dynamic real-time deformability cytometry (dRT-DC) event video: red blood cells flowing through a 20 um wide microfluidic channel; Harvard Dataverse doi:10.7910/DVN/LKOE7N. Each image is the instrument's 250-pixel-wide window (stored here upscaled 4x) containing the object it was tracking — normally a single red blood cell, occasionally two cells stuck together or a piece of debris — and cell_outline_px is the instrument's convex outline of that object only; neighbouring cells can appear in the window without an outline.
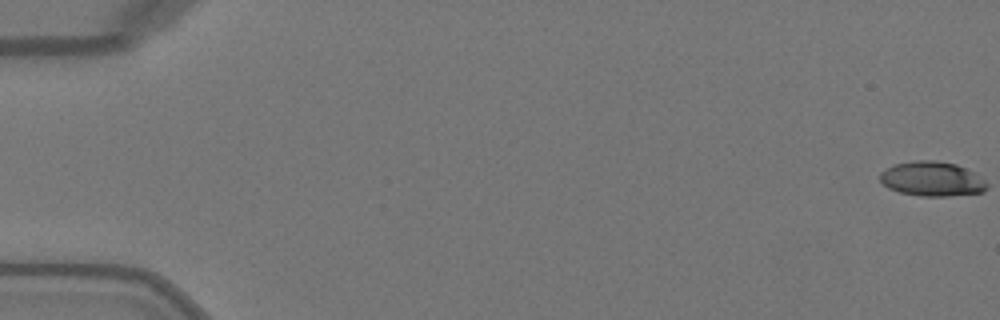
{"species": "Egyptian fruit bat (a non-hibernating species)", "species_latin": "Rousettus aegyptiacus", "temperature_condition": "warm", "stored_images_in_passage": 51, "camera_frame_rate_fps": 3000, "um_per_image_px": 0.085, "animal": {"sex": "female"}, "frame": {"image": 1, "passage_image": 1, "time_ms": 0.0, "image_size_px": [1000, 320], "cell_outline_px": [[980, 188], [976, 192], [908, 192], [896, 188], [888, 184], [904, 164], [952, 164], [960, 168]], "centroid_in_image_um": [79.3, 15.22], "position_along_channel_um": 5.7, "area_um2": 14.74}}
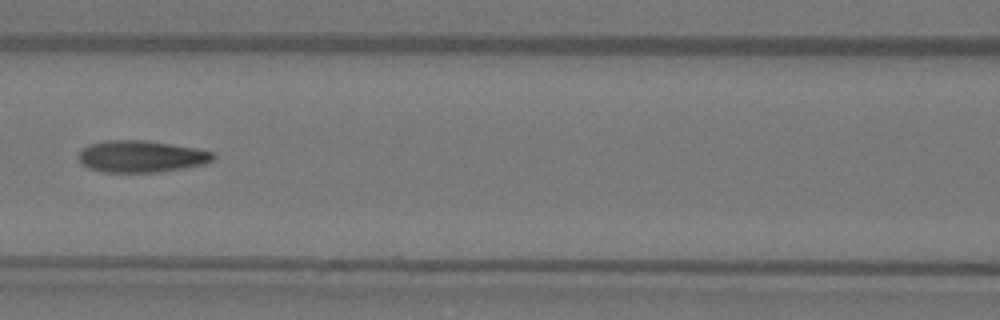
{"frame": {"image": 2, "passage_image": 24, "time_ms": 7.667, "image_size_px": [1000, 320], "cell_outline_px": [[208, 156], [204, 160], [184, 164], [156, 168], [112, 168], [92, 164], [84, 160], [84, 152], [116, 144], [148, 144], [204, 152]], "centroid_in_image_um": [12.04, 13.29], "position_along_channel_um": 154.6, "area_um2": 16.47}}
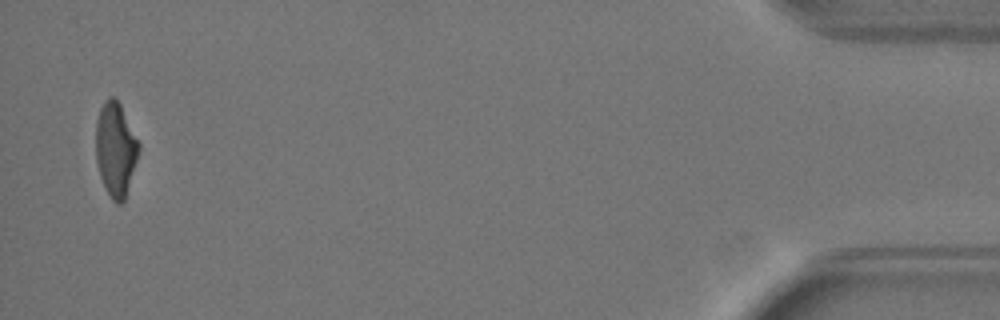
{"frame": {"image": 3, "passage_image": 50, "time_ms": 16.333, "image_size_px": [1000, 320], "cell_outline_px": [[136, 152], [124, 196], [120, 200], [116, 200], [112, 196], [104, 180], [104, 172], [108, 104], [112, 100], [116, 100], [136, 140]], "centroid_in_image_um": [10.05, 12.88], "position_along_channel_um": 425.1, "area_um2": 16.01}}